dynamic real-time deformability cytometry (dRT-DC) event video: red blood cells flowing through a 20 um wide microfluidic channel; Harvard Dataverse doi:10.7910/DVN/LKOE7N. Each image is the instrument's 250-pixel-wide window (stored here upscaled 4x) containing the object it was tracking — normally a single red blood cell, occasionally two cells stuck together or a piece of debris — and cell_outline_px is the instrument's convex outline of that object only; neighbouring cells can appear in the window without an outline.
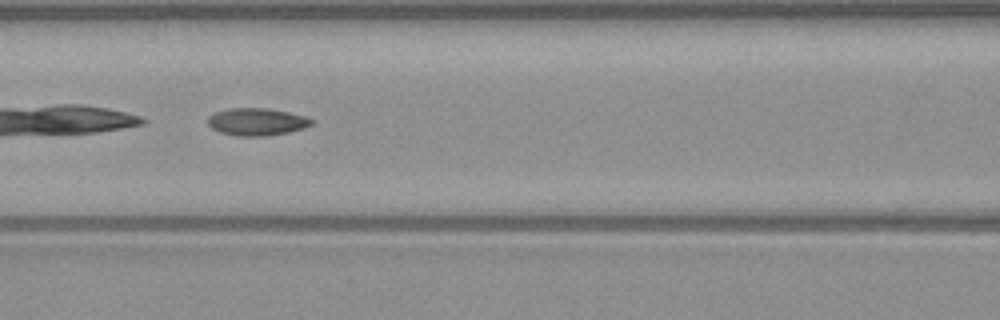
{"species": "common noctule bat (a hibernating species)", "species_latin": "Nyctalus noctula", "temperature_condition": "warm", "stored_images_in_passage": 38, "camera_frame_rate_fps": 3000, "um_per_image_px": 0.085, "animal": {"sex": "male", "body_mass_g": 23.1, "forearm_length_mm": 52.7}, "frame": {"image": 1, "passage_image": 11, "time_ms": 3.333, "image_size_px": [1000, 320], "cell_outline_px": [[316, 120], [312, 124], [304, 128], [288, 132], [268, 136], [236, 136], [220, 132], [212, 128], [208, 124], [208, 116], [216, 112], [228, 108], [264, 108], [288, 112], [304, 116]], "centroid_in_image_um": [21.83, 10.36], "position_along_channel_um": 144.8, "area_um2": 16.59}}
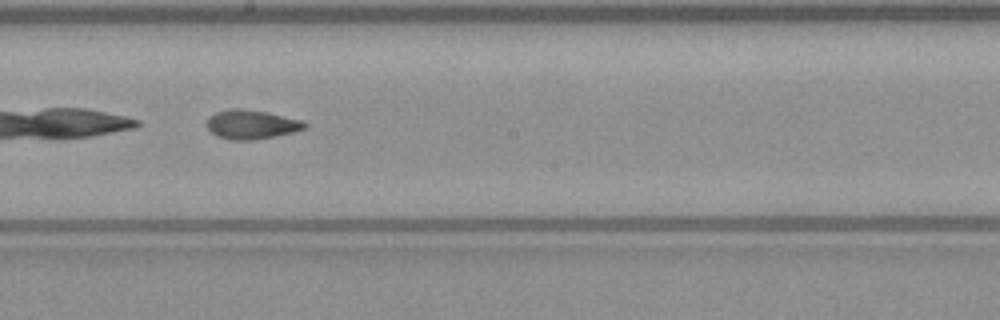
{"frame": {"image": 2, "passage_image": 17, "time_ms": 5.333, "image_size_px": [1000, 320], "cell_outline_px": [[308, 124], [304, 128], [296, 132], [276, 136], [252, 140], [232, 140], [220, 136], [212, 132], [208, 128], [208, 116], [216, 112], [236, 108], [240, 108], [268, 112], [304, 120]], "centroid_in_image_um": [21.44, 10.57], "position_along_channel_um": 226.8, "area_um2": 16.59}}
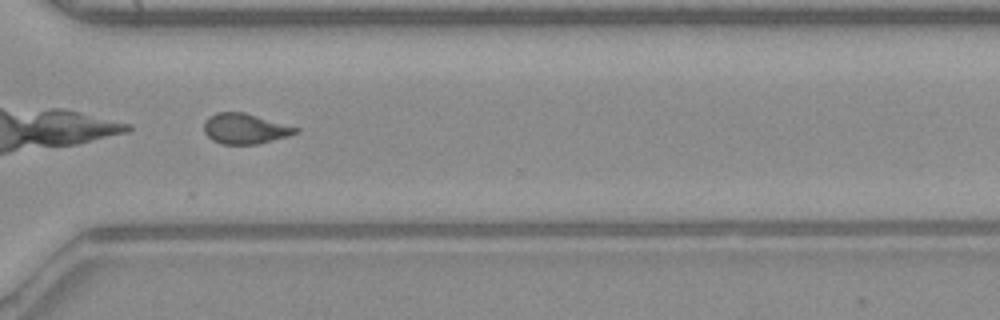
{"frame": {"image": 3, "passage_image": 26, "time_ms": 8.333, "image_size_px": [1000, 320], "cell_outline_px": [[300, 132], [288, 136], [256, 144], [220, 144], [212, 140], [204, 132], [204, 120], [208, 116], [216, 112], [244, 112], [300, 128]], "centroid_in_image_um": [20.81, 10.93], "position_along_channel_um": 349.8, "area_um2": 16.3}, "authors_computed_cell_mechanics": {"area_um2": 16.5308, "velocity_mm_per_s": 4.1127, "shape_relaxation_time_tau1_ms": 5.8851, "shape_relaxation_time_tau2_ms": 3.5181, "deformation_change_tau1": 0.1547, "deformation_change_tau2": 0.1129}}